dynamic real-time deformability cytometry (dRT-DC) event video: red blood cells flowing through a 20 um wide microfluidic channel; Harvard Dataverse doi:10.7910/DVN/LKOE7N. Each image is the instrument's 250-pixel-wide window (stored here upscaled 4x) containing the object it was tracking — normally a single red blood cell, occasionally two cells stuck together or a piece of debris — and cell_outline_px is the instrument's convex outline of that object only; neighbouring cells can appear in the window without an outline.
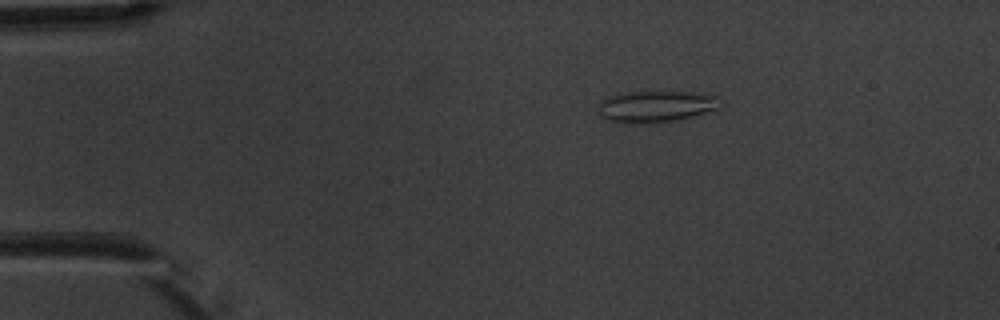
{"species": "common noctule bat (a hibernating species)", "species_latin": "Nyctalus noctula", "temperature_condition": "warm", "stored_images_in_passage": 6, "camera_frame_rate_fps": 3000, "um_per_image_px": 0.085, "animal": {"sex": "male", "body_mass_g": 20.1, "forearm_length_mm": 53.5}, "frame": {"image": 1, "passage_image": 3, "time_ms": 2.333, "image_size_px": [1000, 320], "cell_outline_px": [[724, 104], [720, 108], [692, 116], [676, 120], [620, 124], [608, 120], [600, 112], [600, 100], [608, 96], [620, 92], [692, 92], [716, 96]], "centroid_in_image_um": [55.76, 9.03], "position_along_channel_um": 29.2, "area_um2": 22.25}}
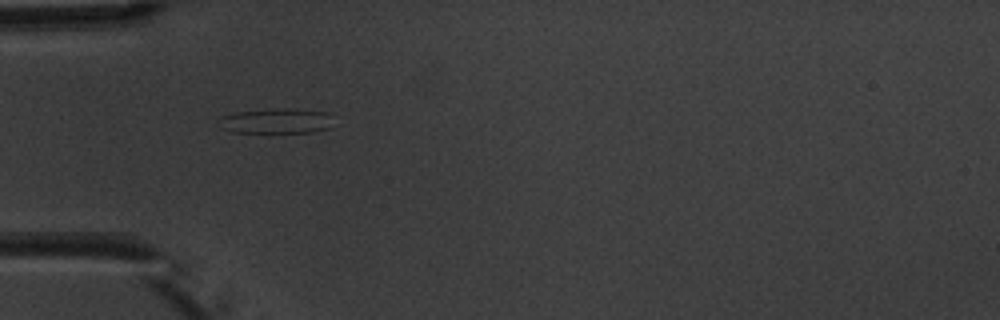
{"frame": {"image": 2, "passage_image": 5, "time_ms": 4.667, "image_size_px": [1000, 320], "cell_outline_px": [[328, 128], [312, 132], [232, 132], [220, 128], [220, 116], [236, 112], [276, 108], [288, 108], [324, 112]], "centroid_in_image_um": [23.32, 10.28], "position_along_channel_um": 61.7, "area_um2": 16.18}}
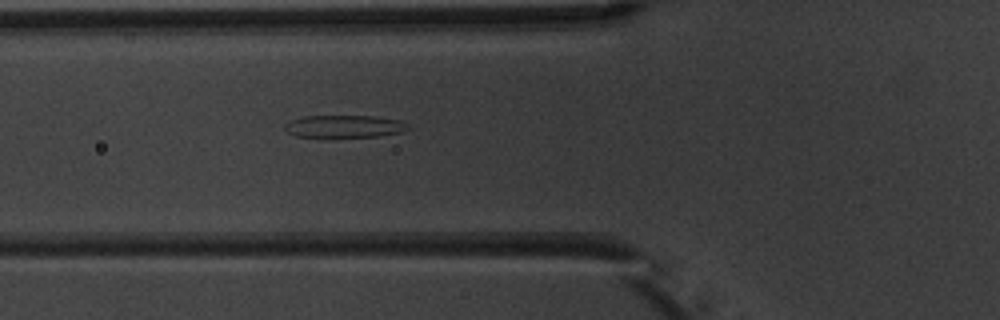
{"frame": {"image": 3, "passage_image": 6, "time_ms": 5.667, "image_size_px": [1000, 320], "cell_outline_px": [[412, 128], [400, 132], [380, 136], [332, 140], [324, 140], [296, 136], [288, 132], [284, 128], [284, 124], [288, 120], [304, 116], [372, 116], [400, 120], [408, 124]], "centroid_in_image_um": [29.21, 10.8], "position_along_channel_um": 96.6, "area_um2": 17.28}}